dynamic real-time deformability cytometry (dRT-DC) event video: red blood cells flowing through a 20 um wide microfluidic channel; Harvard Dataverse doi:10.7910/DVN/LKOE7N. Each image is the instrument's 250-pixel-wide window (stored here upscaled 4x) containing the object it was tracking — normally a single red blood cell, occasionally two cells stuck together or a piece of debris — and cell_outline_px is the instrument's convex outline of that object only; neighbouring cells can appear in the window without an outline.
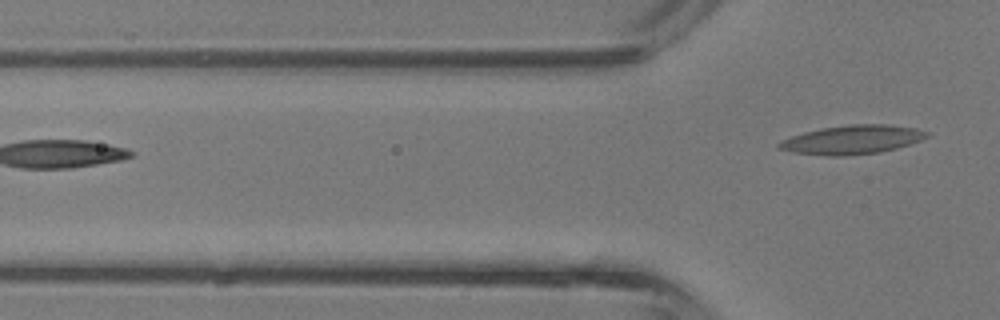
{"species": "common noctule bat (a hibernating species)", "species_latin": "Nyctalus noctula", "temperature_condition": "room temperature", "stored_images_in_passage": 3, "camera_frame_rate_fps": 3000, "um_per_image_px": 0.085, "animal": {"sex": "male", "body_mass_g": 13.3}, "frame": {"image": 1, "passage_image": 3, "time_ms": 0.667, "image_size_px": [1000, 320], "cell_outline_px": [[932, 132], [928, 136], [920, 140], [896, 148], [880, 152], [844, 156], [824, 156], [792, 152], [776, 148], [776, 144], [780, 140], [804, 132], [820, 128], [852, 124], [888, 124], [916, 128]], "centroid_in_image_um": [72.41, 11.87], "position_along_channel_um": 53.4, "area_um2": 25.09}}